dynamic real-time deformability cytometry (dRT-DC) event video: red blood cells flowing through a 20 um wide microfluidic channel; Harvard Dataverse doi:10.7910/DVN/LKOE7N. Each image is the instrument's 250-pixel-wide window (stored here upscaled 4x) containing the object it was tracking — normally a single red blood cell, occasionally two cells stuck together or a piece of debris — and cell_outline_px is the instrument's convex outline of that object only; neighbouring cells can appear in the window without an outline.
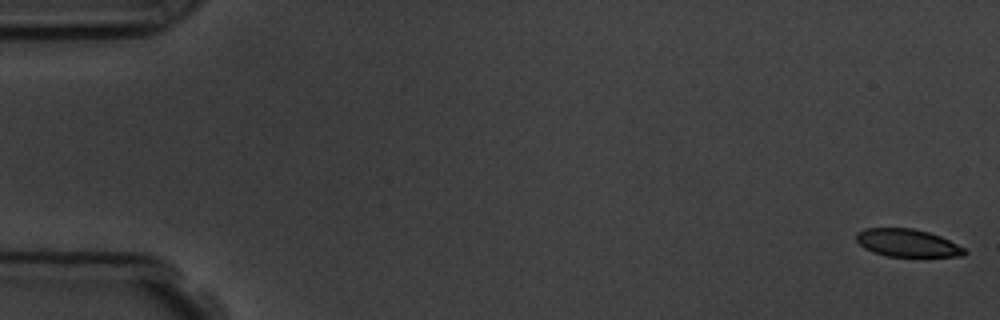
{"species": "common noctule bat (a hibernating species)", "species_latin": "Nyctalus noctula", "temperature_condition": "room temperature", "stored_images_in_passage": 12, "camera_frame_rate_fps": 3000, "um_per_image_px": 0.085, "animal": {"sex": "male", "body_mass_g": 19.5, "forearm_length_mm": 54.6}, "frame": {"image": 1, "passage_image": 1, "time_ms": 0.0, "image_size_px": [1000, 320], "cell_outline_px": [[968, 252], [964, 256], [888, 256], [872, 252], [864, 248], [856, 240], [856, 232], [864, 228], [912, 228], [928, 232], [940, 236], [964, 248]], "centroid_in_image_um": [77.09, 20.64], "position_along_channel_um": 7.9, "area_um2": 17.4}}
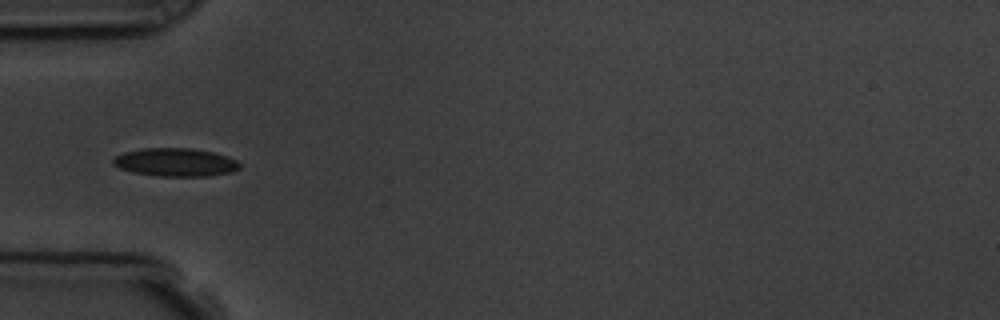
{"frame": {"image": 2, "passage_image": 6, "time_ms": 5.667, "image_size_px": [1000, 320], "cell_outline_px": [[240, 168], [232, 172], [208, 176], [156, 176], [132, 172], [120, 168], [112, 164], [112, 160], [116, 156], [124, 152], [144, 148], [192, 148], [212, 152], [228, 156], [236, 160], [240, 164]], "centroid_in_image_um": [14.92, 13.79], "position_along_channel_um": 70.1, "area_um2": 20.87}}